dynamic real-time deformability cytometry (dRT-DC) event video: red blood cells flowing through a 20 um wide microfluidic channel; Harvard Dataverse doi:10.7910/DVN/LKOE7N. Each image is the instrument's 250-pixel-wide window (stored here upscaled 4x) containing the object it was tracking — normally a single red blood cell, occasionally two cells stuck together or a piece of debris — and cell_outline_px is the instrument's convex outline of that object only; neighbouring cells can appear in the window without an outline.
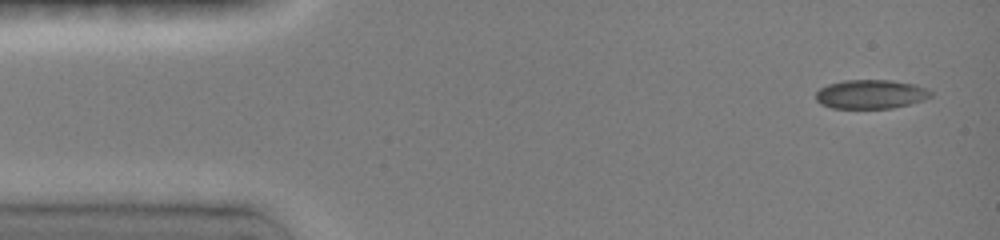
{"species": "common noctule bat (a hibernating species)", "species_latin": "Nyctalus noctula", "temperature_condition": "room temperature", "stored_images_in_passage": 14, "camera_frame_rate_fps": 3000, "um_per_image_px": 0.085, "animal": {"sex": "female", "body_mass_g": 19.0, "forearm_length_mm": 51.5}, "frame": {"image": 1, "passage_image": 1, "time_ms": 0.0, "image_size_px": [1000, 240], "cell_outline_px": [[932, 96], [924, 100], [892, 108], [832, 108], [820, 104], [816, 100], [816, 92], [820, 88], [828, 84], [844, 80], [892, 80], [916, 84], [932, 92]], "centroid_in_image_um": [74.0, 8.0], "position_along_channel_um": 11.0, "area_um2": 19.48}}
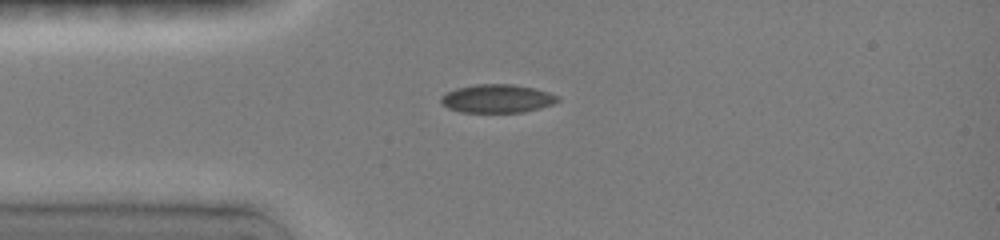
{"frame": {"image": 2, "passage_image": 7, "time_ms": 3.0, "image_size_px": [1000, 240], "cell_outline_px": [[560, 100], [552, 104], [540, 108], [524, 112], [460, 112], [448, 108], [440, 104], [440, 96], [456, 88], [476, 84], [512, 84], [532, 88], [548, 92], [560, 96]], "centroid_in_image_um": [42.24, 8.38], "position_along_channel_um": 42.8, "area_um2": 19.36}}
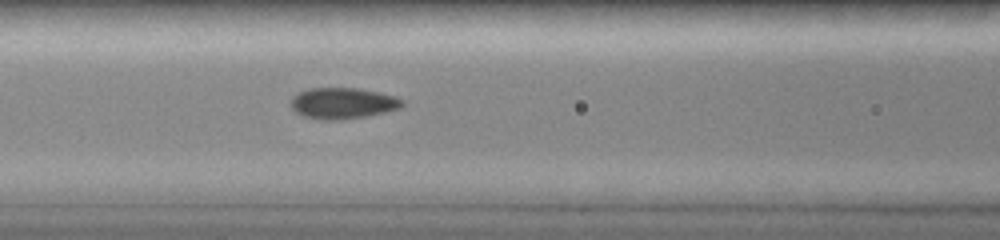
{"frame": {"image": 3, "passage_image": 12, "time_ms": 5.667, "image_size_px": [1000, 240], "cell_outline_px": [[404, 104], [400, 108], [388, 112], [368, 116], [340, 120], [320, 120], [300, 116], [292, 108], [292, 96], [300, 92], [312, 88], [356, 88], [376, 92], [392, 96], [404, 100]], "centroid_in_image_um": [29.13, 8.8], "position_along_channel_um": 137.5, "area_um2": 20.23}}